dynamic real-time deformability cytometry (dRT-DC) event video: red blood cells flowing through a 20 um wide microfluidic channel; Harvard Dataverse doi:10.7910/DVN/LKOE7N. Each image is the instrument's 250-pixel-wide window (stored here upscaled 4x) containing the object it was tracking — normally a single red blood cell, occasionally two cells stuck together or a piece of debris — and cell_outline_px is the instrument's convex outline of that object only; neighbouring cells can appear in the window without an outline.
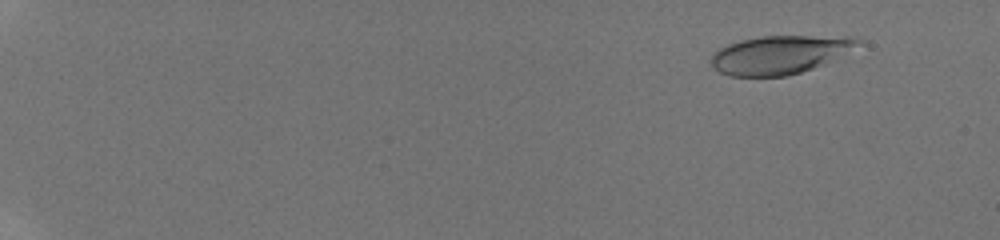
{"species": "human", "species_latin": "Homo sapiens", "temperature_condition": "room temperature", "stored_images_in_passage": 21, "camera_frame_rate_fps": 3000, "um_per_image_px": 0.085, "donor": {"sex": "male"}, "frame": {"image": 1, "passage_image": 6, "time_ms": 1.667, "image_size_px": [1000, 240], "cell_outline_px": [[864, 44], [824, 64], [788, 76], [728, 76], [720, 72], [712, 64], [712, 52], [716, 48], [740, 40], [760, 36], [856, 36], [864, 40]], "centroid_in_image_um": [66.34, 4.63], "position_along_channel_um": 18.7, "area_um2": 33.23}}
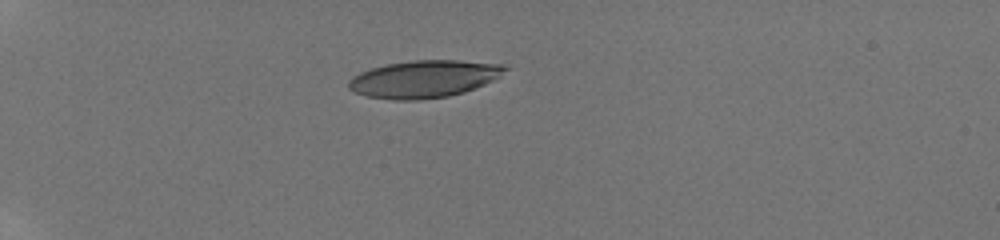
{"frame": {"image": 2, "passage_image": 16, "time_ms": 5.667, "image_size_px": [1000, 240], "cell_outline_px": [[512, 68], [500, 76], [484, 84], [464, 92], [448, 96], [416, 100], [392, 100], [364, 96], [352, 92], [348, 88], [348, 80], [352, 76], [360, 72], [372, 68], [388, 64], [412, 60], [456, 60], [504, 64]], "centroid_in_image_um": [36.03, 6.71], "position_along_channel_um": 49.0, "area_um2": 34.28}}
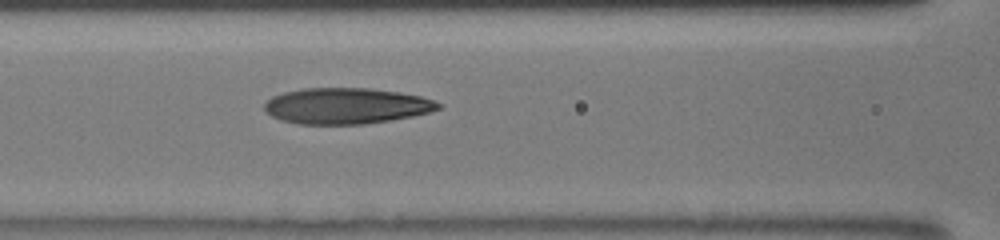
{"frame": {"image": 3, "passage_image": 21, "time_ms": 9.0, "image_size_px": [1000, 240], "cell_outline_px": [[444, 104], [440, 108], [428, 112], [412, 116], [392, 120], [364, 124], [296, 124], [280, 120], [272, 116], [264, 108], [264, 104], [272, 96], [284, 92], [304, 88], [368, 88], [400, 92], [420, 96]], "centroid_in_image_um": [29.43, 9.0], "position_along_channel_um": 137.2, "area_um2": 36.47}}